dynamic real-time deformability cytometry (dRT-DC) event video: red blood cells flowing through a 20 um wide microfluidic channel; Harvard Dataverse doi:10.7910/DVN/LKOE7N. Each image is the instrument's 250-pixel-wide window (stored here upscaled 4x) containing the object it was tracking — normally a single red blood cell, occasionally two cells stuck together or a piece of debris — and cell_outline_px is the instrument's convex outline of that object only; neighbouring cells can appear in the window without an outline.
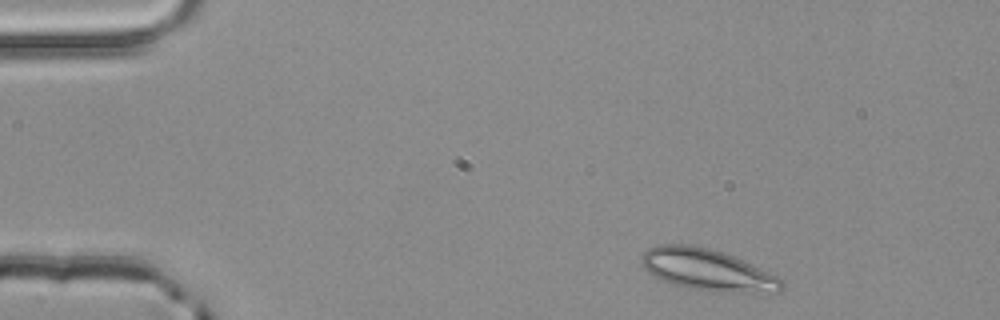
{"species": "common noctule bat (a hibernating species)", "species_latin": "Nyctalus noctula", "temperature_condition": "room temperature", "stored_images_in_passage": 3, "camera_frame_rate_fps": 3000, "um_per_image_px": 0.085, "animal": {"sex": "male", "body_mass_g": 20.4}, "frame": {"image": 1, "passage_image": 1, "time_ms": 0.0, "image_size_px": [1000, 320], "cell_outline_px": [[784, 284], [776, 292], [708, 292], [688, 288], [660, 280], [648, 272], [640, 264], [640, 256], [648, 248], [660, 244], [692, 244], [724, 252], [744, 260], [784, 280]], "centroid_in_image_um": [60.08, 22.93], "position_along_channel_um": 24.9, "area_um2": 34.22}}